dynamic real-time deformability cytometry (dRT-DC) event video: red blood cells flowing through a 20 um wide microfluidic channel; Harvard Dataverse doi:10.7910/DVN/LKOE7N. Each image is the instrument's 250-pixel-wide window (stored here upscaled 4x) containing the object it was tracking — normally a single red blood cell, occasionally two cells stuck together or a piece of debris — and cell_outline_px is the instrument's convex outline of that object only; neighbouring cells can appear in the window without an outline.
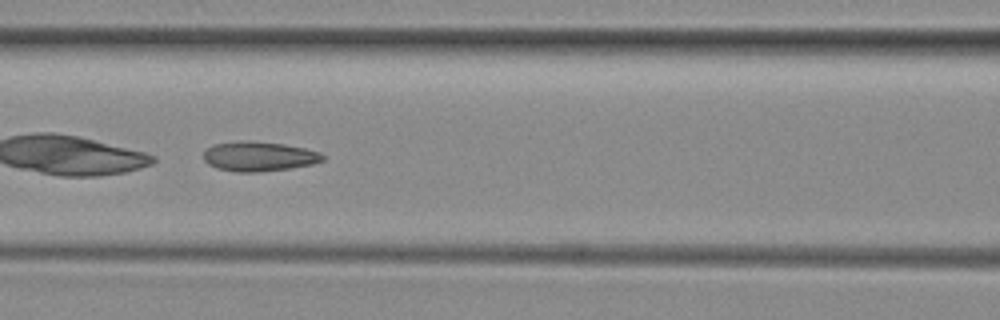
{"species": "common noctule bat (a hibernating species)", "species_latin": "Nyctalus noctula", "temperature_condition": "room temperature", "stored_images_in_passage": 33, "camera_frame_rate_fps": 3000, "um_per_image_px": 0.085, "animal": {"sex": "female", "body_mass_g": 29.2, "forearm_length_mm": 56.3}, "frame": {"image": 1, "passage_image": 14, "time_ms": 4.333, "image_size_px": [1000, 320], "cell_outline_px": [[324, 160], [312, 164], [288, 168], [256, 172], [236, 172], [216, 168], [208, 164], [204, 160], [204, 152], [212, 144], [240, 140], [244, 140], [284, 144], [304, 148], [320, 152], [324, 156]], "centroid_in_image_um": [21.98, 13.28], "position_along_channel_um": 144.6, "area_um2": 20.58}}
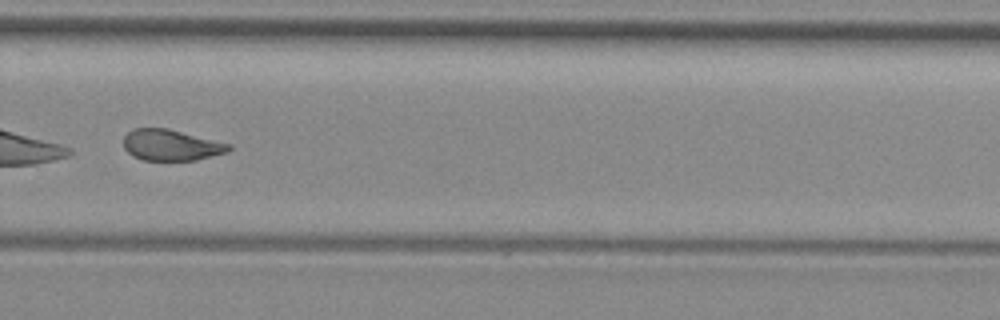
{"frame": {"image": 2, "passage_image": 27, "time_ms": 8.667, "image_size_px": [1000, 320], "cell_outline_px": [[232, 148], [228, 152], [196, 160], [140, 160], [132, 156], [124, 148], [124, 136], [132, 128], [168, 128], [232, 144]], "centroid_in_image_um": [14.55, 12.33], "position_along_channel_um": 315.3, "area_um2": 19.25}, "authors_computed_cell_mechanics": {"area_um2": 20.0566, "velocity_mm_per_s": 3.9449, "shape_relaxation_time_tau1_ms": null, "shape_relaxation_time_tau2_ms": 1.6043, "deformation_change_tau1": null, "deformation_change_tau2": 0.0814}}